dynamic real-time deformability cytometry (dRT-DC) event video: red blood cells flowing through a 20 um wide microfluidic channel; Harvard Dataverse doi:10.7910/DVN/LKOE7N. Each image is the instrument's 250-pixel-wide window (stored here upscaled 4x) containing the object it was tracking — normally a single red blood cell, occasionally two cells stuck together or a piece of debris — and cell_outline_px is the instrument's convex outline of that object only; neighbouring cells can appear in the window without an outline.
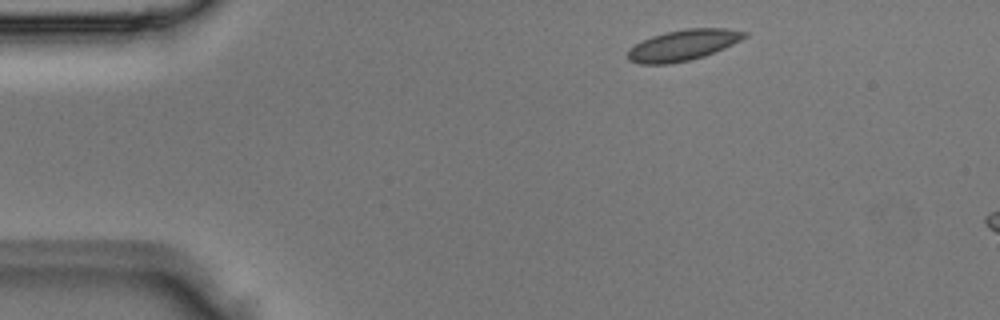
{"species": "Egyptian fruit bat (a non-hibernating species)", "species_latin": "Rousettus aegyptiacus", "temperature_condition": "room temperature", "stored_images_in_passage": 3, "camera_frame_rate_fps": 3000, "um_per_image_px": 0.085, "animal": {"sex": "male"}, "frame": {"image": 1, "passage_image": 1, "time_ms": 0.0, "image_size_px": [1000, 320], "cell_outline_px": [[748, 36], [724, 48], [704, 56], [692, 60], [668, 64], [640, 64], [628, 60], [628, 48], [652, 36], [664, 32], [688, 28], [724, 28], [748, 32]], "centroid_in_image_um": [58.06, 3.84], "position_along_channel_um": 26.9, "area_um2": 20.98}}